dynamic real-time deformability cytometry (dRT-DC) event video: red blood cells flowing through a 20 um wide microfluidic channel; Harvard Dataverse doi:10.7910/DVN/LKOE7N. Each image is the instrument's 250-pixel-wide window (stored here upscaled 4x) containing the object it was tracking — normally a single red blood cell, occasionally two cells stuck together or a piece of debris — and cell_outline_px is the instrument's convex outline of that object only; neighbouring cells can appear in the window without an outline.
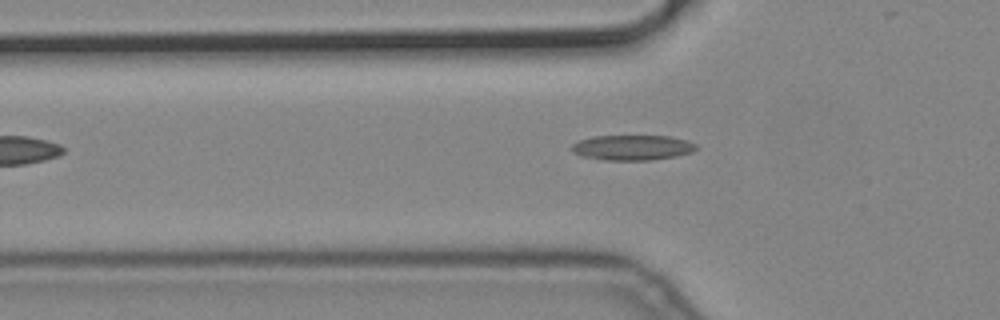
{"species": "common noctule bat (a hibernating species)", "species_latin": "Nyctalus noctula", "temperature_condition": "cold", "stored_images_in_passage": 4, "camera_frame_rate_fps": 3000, "um_per_image_px": 0.085, "animal": {"sex": "male", "body_mass_g": 19.2, "forearm_length_mm": 51.8}, "frame": {"image": 1, "passage_image": 4, "time_ms": 1.0, "image_size_px": [1000, 320], "cell_outline_px": [[696, 148], [692, 152], [676, 156], [652, 160], [604, 160], [580, 156], [572, 152], [572, 144], [580, 140], [592, 136], [672, 136], [688, 140], [696, 144]], "centroid_in_image_um": [53.75, 12.54], "position_along_channel_um": 72.1, "area_um2": 18.38}}